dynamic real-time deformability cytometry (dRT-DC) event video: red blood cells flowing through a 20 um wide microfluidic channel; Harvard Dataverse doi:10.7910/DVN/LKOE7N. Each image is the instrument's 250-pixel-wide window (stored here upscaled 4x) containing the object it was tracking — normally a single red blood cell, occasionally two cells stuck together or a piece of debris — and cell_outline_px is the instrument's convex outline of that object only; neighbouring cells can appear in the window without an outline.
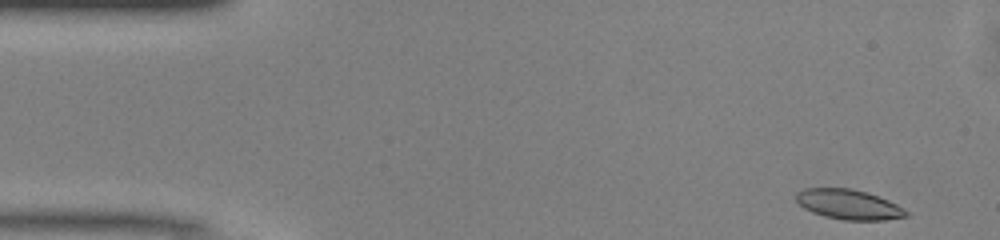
{"species": "common noctule bat (a hibernating species)", "species_latin": "Nyctalus noctula", "temperature_condition": "warm", "stored_images_in_passage": 45, "camera_frame_rate_fps": 3000, "um_per_image_px": 0.085, "animal": {"sex": "male", "body_mass_g": 13.0, "forearm_length_mm": 53.1}, "frame": {"image": 1, "passage_image": 1, "time_ms": 0.0, "image_size_px": [1000, 240], "cell_outline_px": [[908, 216], [884, 220], [844, 220], [824, 216], [812, 212], [804, 208], [796, 200], [796, 192], [804, 188], [848, 188], [868, 192], [880, 196], [896, 204], [908, 212]], "centroid_in_image_um": [72.13, 17.37], "position_along_channel_um": 12.9, "area_um2": 19.19}}
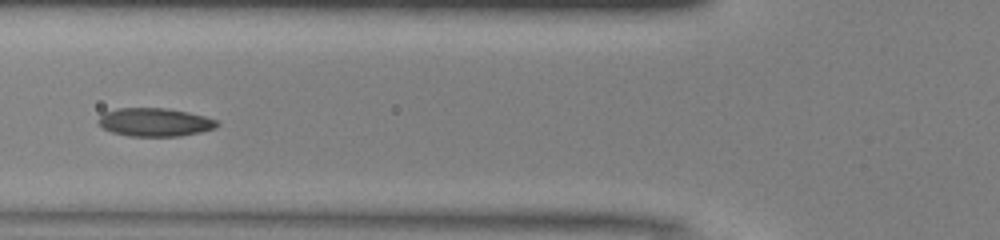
{"frame": {"image": 2, "passage_image": 16, "time_ms": 5.0, "image_size_px": [1000, 240], "cell_outline_px": [[220, 124], [216, 128], [200, 132], [180, 136], [128, 136], [112, 132], [104, 128], [96, 120], [104, 112], [116, 108], [168, 108], [188, 112], [204, 116], [216, 120]], "centroid_in_image_um": [13.16, 10.38], "position_along_channel_um": 112.6, "area_um2": 19.65}}
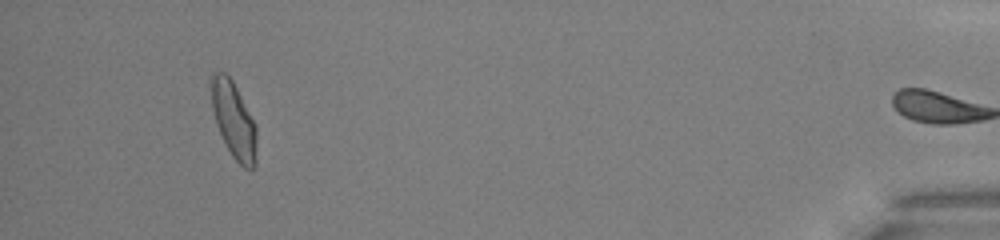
{"frame": {"image": 3, "passage_image": 44, "time_ms": 14.333, "image_size_px": [1000, 240], "cell_outline_px": [[256, 164], [252, 172], [244, 168], [232, 156], [216, 124], [212, 108], [208, 80], [212, 72], [224, 72], [232, 80], [256, 124]], "centroid_in_image_um": [19.85, 10.18], "position_along_channel_um": 415.4, "area_um2": 20.46}, "authors_computed_cell_mechanics": {"area_um2": 19.3052, "velocity_mm_per_s": 4.0916, "shape_relaxation_time_tau1_ms": 6.4217, "shape_relaxation_time_tau2_ms": 1.4361, "deformation_change_tau1": 0.1792, "deformation_change_tau2": 0.0739}}